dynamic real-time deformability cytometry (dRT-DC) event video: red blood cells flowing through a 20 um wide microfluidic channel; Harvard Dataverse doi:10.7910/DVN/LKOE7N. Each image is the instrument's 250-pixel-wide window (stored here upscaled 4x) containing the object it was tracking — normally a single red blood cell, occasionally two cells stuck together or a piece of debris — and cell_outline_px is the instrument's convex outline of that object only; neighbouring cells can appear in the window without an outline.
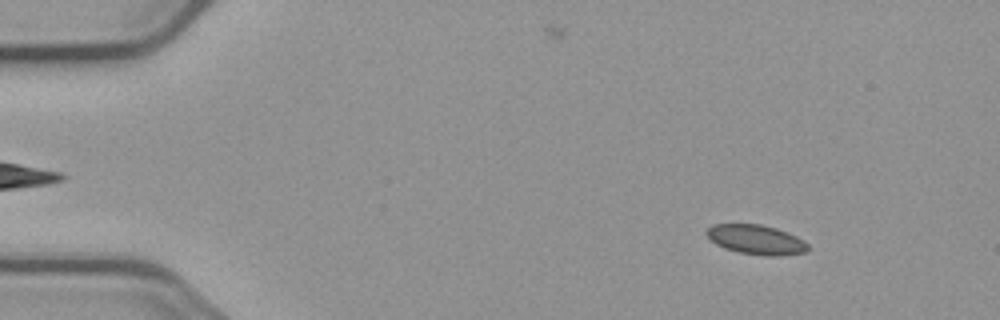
{"species": "common noctule bat (a hibernating species)", "species_latin": "Nyctalus noctula", "temperature_condition": "cold", "stored_images_in_passage": 4, "camera_frame_rate_fps": 3000, "um_per_image_px": 0.085, "animal": {"sex": "male", "body_mass_g": 23.1, "forearm_length_mm": 52.7}, "frame": {"image": 1, "passage_image": 1, "time_ms": 0.0, "image_size_px": [1000, 320], "cell_outline_px": [[808, 248], [804, 252], [780, 256], [764, 256], [740, 252], [724, 248], [716, 244], [704, 232], [712, 224], [760, 224], [776, 228], [796, 236], [804, 240], [808, 244]], "centroid_in_image_um": [64.26, 20.36], "position_along_channel_um": 20.7, "area_um2": 17.4}}
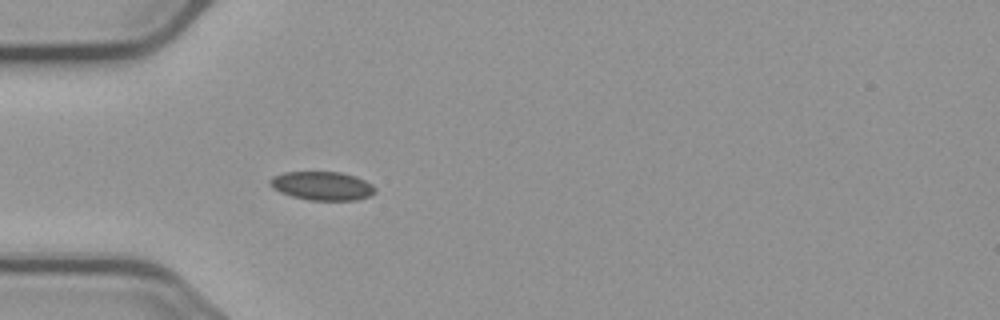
{"frame": {"image": 2, "passage_image": 4, "time_ms": 3.333, "image_size_px": [1000, 320], "cell_outline_px": [[376, 192], [372, 196], [356, 200], [308, 200], [292, 196], [280, 192], [268, 184], [268, 180], [272, 176], [284, 172], [340, 172], [356, 176], [372, 184], [376, 188]], "centroid_in_image_um": [27.4, 15.8], "position_along_channel_um": 57.6, "area_um2": 17.74}}